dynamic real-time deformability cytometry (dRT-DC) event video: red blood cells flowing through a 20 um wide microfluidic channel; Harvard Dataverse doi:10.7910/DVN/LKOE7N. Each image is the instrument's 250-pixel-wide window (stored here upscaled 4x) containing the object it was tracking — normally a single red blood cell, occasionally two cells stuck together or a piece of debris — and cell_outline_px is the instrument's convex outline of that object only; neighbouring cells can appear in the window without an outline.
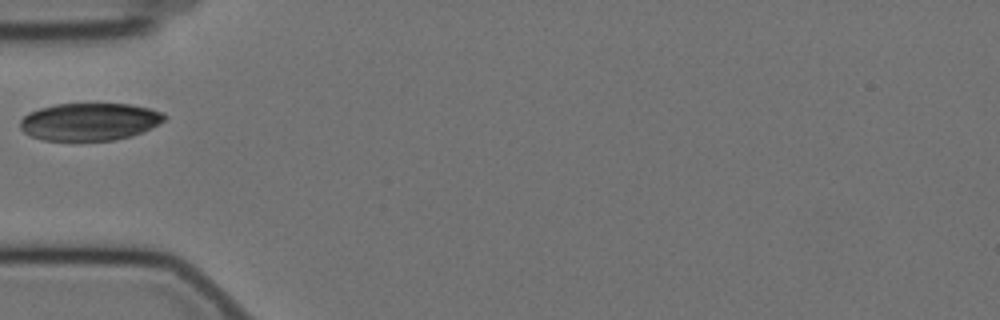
{"species": "Egyptian fruit bat (a non-hibernating species)", "species_latin": "Rousettus aegyptiacus", "temperature_condition": "cold", "stored_images_in_passage": 3, "camera_frame_rate_fps": 3000, "um_per_image_px": 0.085, "animal": {"sex": "female"}, "frame": {"image": 1, "passage_image": 1, "time_ms": 0.0, "image_size_px": [1000, 320], "cell_outline_px": [[168, 116], [164, 120], [132, 136], [112, 140], [44, 140], [32, 136], [24, 132], [20, 128], [20, 120], [28, 112], [40, 108], [56, 104], [128, 104], [148, 108], [164, 112]], "centroid_in_image_um": [7.59, 10.33], "position_along_channel_um": 77.4, "area_um2": 31.27}}